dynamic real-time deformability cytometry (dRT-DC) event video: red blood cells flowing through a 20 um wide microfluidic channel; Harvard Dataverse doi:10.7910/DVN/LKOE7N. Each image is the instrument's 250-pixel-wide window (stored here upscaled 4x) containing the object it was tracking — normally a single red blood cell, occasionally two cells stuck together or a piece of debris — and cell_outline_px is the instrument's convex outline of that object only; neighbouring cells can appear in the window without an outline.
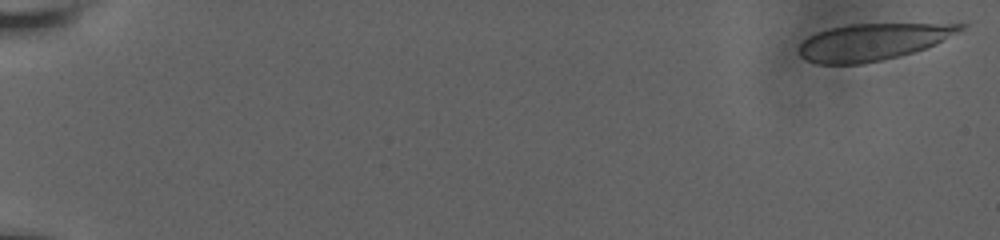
{"species": "human", "species_latin": "Homo sapiens", "temperature_condition": "room temperature", "stored_images_in_passage": 57, "camera_frame_rate_fps": 3000, "um_per_image_px": 0.085, "donor": {"sex": "male"}, "frame": {"image": 1, "passage_image": 1, "time_ms": 0.0, "image_size_px": [1000, 240], "cell_outline_px": [[968, 24], [964, 28], [936, 44], [900, 56], [864, 64], [816, 64], [800, 56], [800, 44], [808, 36], [816, 32], [828, 28], [852, 24]], "centroid_in_image_um": [74.13, 3.57], "position_along_channel_um": 10.9, "area_um2": 34.28}}
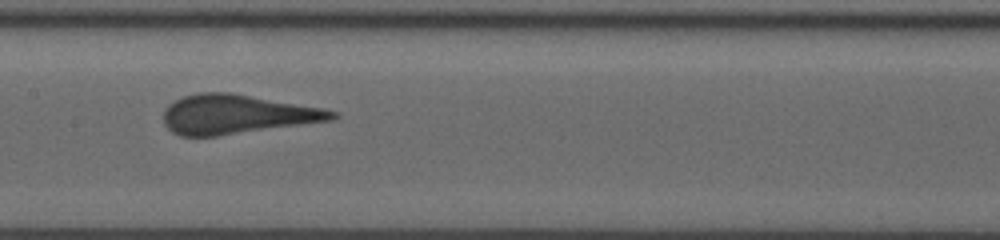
{"frame": {"image": 2, "passage_image": 31, "time_ms": 10.0, "image_size_px": [1000, 240], "cell_outline_px": [[340, 116], [332, 120], [216, 136], [180, 136], [172, 132], [164, 124], [164, 108], [168, 104], [184, 96], [196, 92], [232, 92], [324, 108], [340, 112]], "centroid_in_image_um": [20.13, 9.7], "position_along_channel_um": 187.3, "area_um2": 38.73}}
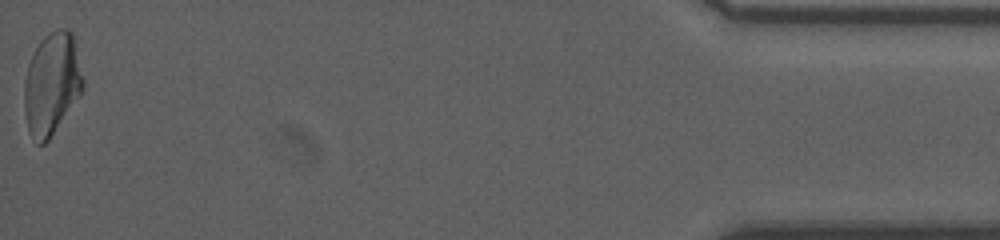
{"frame": {"image": 3, "passage_image": 57, "time_ms": 18.667, "image_size_px": [1000, 240], "cell_outline_px": [[84, 88], [80, 96], [48, 140], [44, 144], [36, 144], [28, 128], [24, 108], [24, 84], [28, 64], [40, 40], [48, 32], [56, 28], [68, 28], [72, 32], [84, 80]], "centroid_in_image_um": [4.41, 7.1], "position_along_channel_um": 430.8, "area_um2": 35.03}}